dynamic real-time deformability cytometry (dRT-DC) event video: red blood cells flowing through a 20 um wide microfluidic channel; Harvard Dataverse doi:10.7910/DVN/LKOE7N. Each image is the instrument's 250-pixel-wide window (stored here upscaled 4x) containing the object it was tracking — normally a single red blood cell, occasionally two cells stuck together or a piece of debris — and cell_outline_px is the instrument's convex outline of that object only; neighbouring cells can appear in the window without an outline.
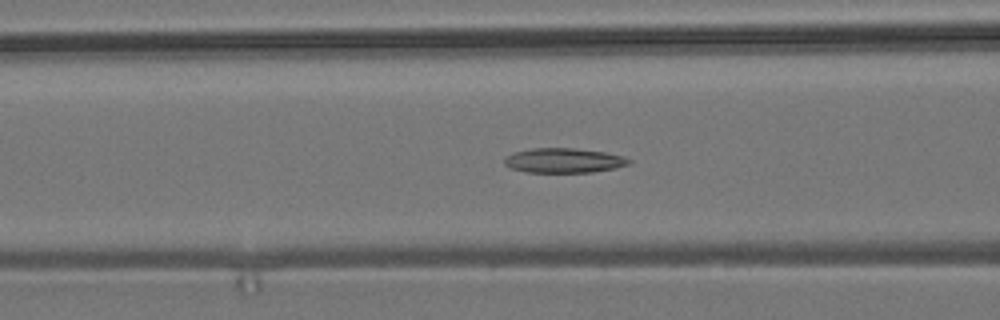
{"species": "common noctule bat (a hibernating species)", "species_latin": "Nyctalus noctula", "temperature_condition": "room temperature", "stored_images_in_passage": 57, "camera_frame_rate_fps": 3000, "um_per_image_px": 0.085, "animal": {"sex": "male", "body_mass_g": 19.2, "forearm_length_mm": 51.8}, "frame": {"image": 1, "passage_image": 22, "time_ms": 7.0, "image_size_px": [1000, 320], "cell_outline_px": [[632, 164], [616, 168], [592, 172], [524, 172], [512, 168], [504, 164], [504, 156], [512, 152], [532, 148], [572, 148], [604, 152], [624, 156], [632, 160]], "centroid_in_image_um": [47.93, 13.64], "position_along_channel_um": 118.7, "area_um2": 18.09}}
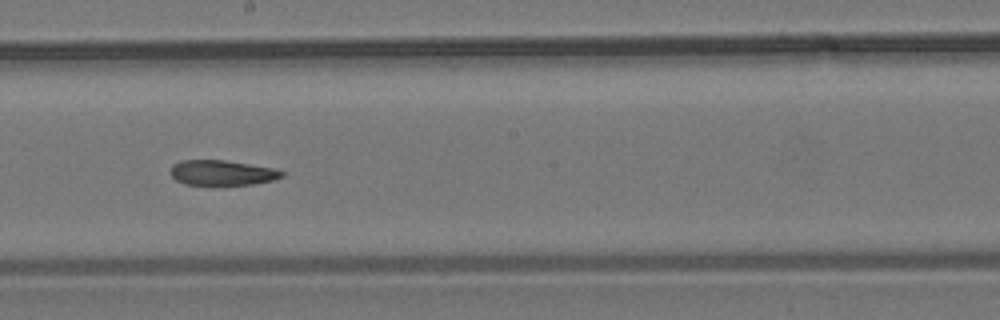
{"frame": {"image": 2, "passage_image": 31, "time_ms": 10.0, "image_size_px": [1000, 320], "cell_outline_px": [[284, 176], [272, 180], [252, 184], [184, 184], [176, 180], [168, 172], [172, 164], [180, 160], [224, 160], [272, 168], [284, 172]], "centroid_in_image_um": [18.81, 14.67], "position_along_channel_um": 229.4, "area_um2": 16.13}}
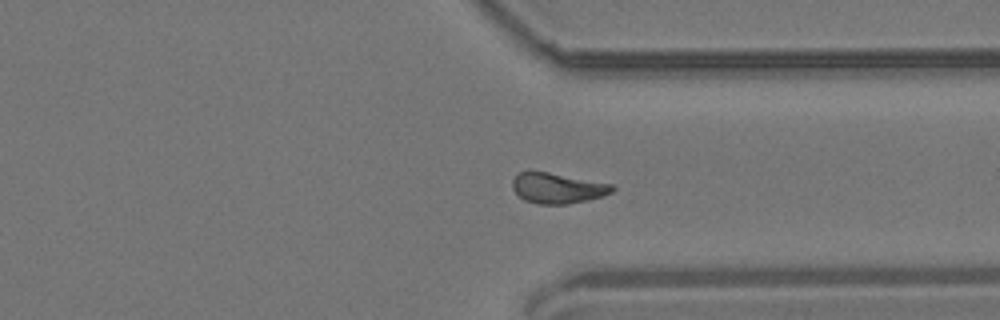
{"frame": {"image": 3, "passage_image": 42, "time_ms": 13.667, "image_size_px": [1000, 320], "cell_outline_px": [[616, 188], [612, 192], [604, 196], [588, 200], [568, 204], [540, 204], [524, 200], [512, 188], [512, 180], [520, 172], [548, 172], [612, 184]], "centroid_in_image_um": [47.42, 16.0], "position_along_channel_um": 364.0, "area_um2": 17.57}, "authors_computed_cell_mechanics": {"area_um2": 17.8602, "velocity_mm_per_s": 3.6822, "shape_relaxation_time_tau1_ms": null, "shape_relaxation_time_tau2_ms": 7.5701, "deformation_change_tau1": null, "deformation_change_tau2": 0.1233}}